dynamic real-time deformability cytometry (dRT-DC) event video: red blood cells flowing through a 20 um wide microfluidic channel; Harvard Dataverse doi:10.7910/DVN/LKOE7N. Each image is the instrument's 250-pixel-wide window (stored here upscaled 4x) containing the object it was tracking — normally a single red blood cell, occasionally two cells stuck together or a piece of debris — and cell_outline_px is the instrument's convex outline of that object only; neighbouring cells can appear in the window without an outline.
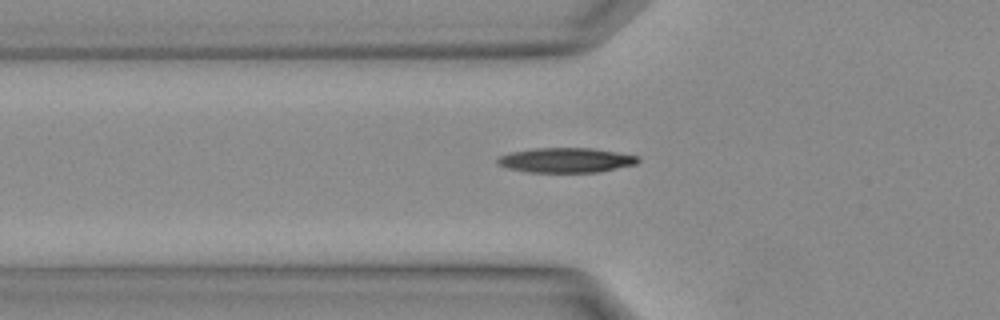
{"species": "Egyptian fruit bat (a non-hibernating species)", "species_latin": "Rousettus aegyptiacus", "temperature_condition": "warm", "stored_images_in_passage": 5, "camera_frame_rate_fps": 3000, "um_per_image_px": 0.085, "animal": {"sex": "female"}, "frame": {"image": 1, "passage_image": 4, "time_ms": 1.0, "image_size_px": [1000, 320], "cell_outline_px": [[640, 160], [636, 164], [596, 172], [528, 172], [508, 168], [496, 164], [496, 160], [500, 156], [512, 152], [536, 148], [592, 148], [640, 156]], "centroid_in_image_um": [48.1, 13.61], "position_along_channel_um": 77.7, "area_um2": 20.17}}